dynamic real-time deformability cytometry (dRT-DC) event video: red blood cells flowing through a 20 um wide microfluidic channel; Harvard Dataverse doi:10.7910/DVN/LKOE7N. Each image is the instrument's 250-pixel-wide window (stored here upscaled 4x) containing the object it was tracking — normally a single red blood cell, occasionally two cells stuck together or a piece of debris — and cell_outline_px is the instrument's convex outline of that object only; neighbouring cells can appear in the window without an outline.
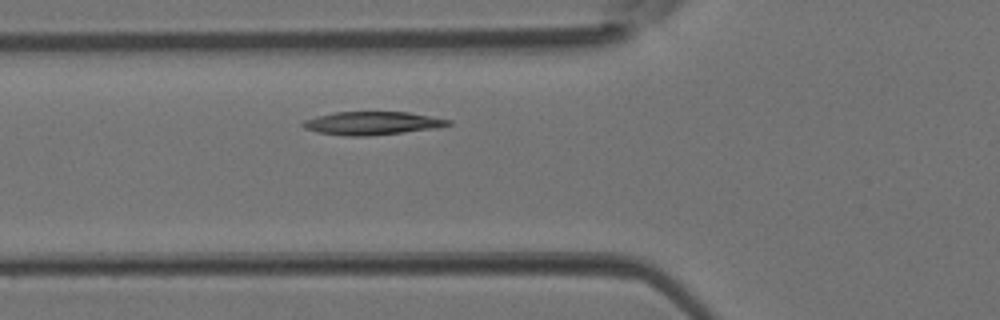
{"species": "Egyptian fruit bat (a non-hibernating species)", "species_latin": "Rousettus aegyptiacus", "temperature_condition": "room temperature", "stored_images_in_passage": 5, "camera_frame_rate_fps": 3000, "um_per_image_px": 0.085, "animal": {"sex": "female"}, "frame": {"image": 1, "passage_image": 5, "time_ms": 1.333, "image_size_px": [1000, 320], "cell_outline_px": [[452, 124], [440, 128], [364, 136], [344, 136], [320, 132], [304, 128], [300, 124], [304, 120], [316, 116], [336, 112], [408, 112], [452, 120]], "centroid_in_image_um": [31.66, 10.47], "position_along_channel_um": 94.1, "area_um2": 19.59}}